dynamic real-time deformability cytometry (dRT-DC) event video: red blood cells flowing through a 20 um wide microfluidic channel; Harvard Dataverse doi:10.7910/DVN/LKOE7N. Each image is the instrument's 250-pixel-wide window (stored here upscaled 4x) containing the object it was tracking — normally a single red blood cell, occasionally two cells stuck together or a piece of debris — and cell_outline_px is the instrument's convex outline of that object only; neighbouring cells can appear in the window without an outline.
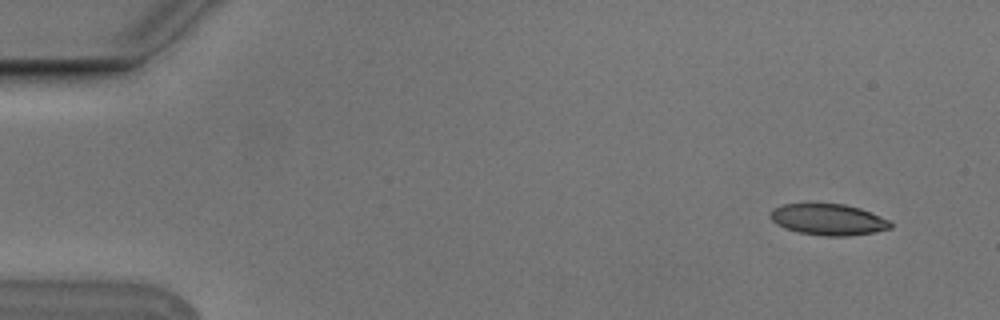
{"species": "Egyptian fruit bat (a non-hibernating species)", "species_latin": "Rousettus aegyptiacus", "temperature_condition": "cold", "stored_images_in_passage": 5, "camera_frame_rate_fps": 3000, "um_per_image_px": 0.085, "animal": {"sex": "male"}, "frame": {"image": 1, "passage_image": 1, "time_ms": 0.0, "image_size_px": [1000, 320], "cell_outline_px": [[892, 228], [876, 232], [848, 236], [824, 236], [800, 232], [784, 228], [776, 224], [768, 216], [768, 212], [772, 208], [780, 204], [844, 204], [860, 208], [892, 220]], "centroid_in_image_um": [70.4, 18.66], "position_along_channel_um": 14.6, "area_um2": 22.2}}
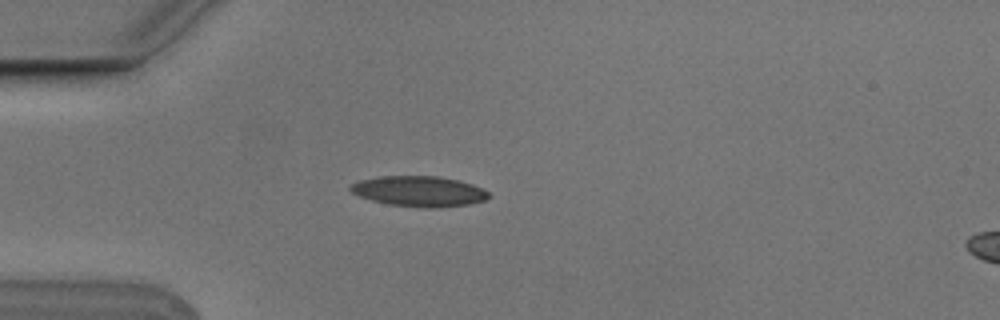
{"frame": {"image": 2, "passage_image": 4, "time_ms": 1.0, "image_size_px": [1000, 320], "cell_outline_px": [[492, 196], [484, 200], [468, 204], [436, 208], [424, 208], [388, 204], [372, 200], [360, 196], [352, 192], [348, 188], [352, 184], [360, 180], [376, 176], [440, 176], [460, 180], [472, 184], [488, 192]], "centroid_in_image_um": [35.63, 16.25], "position_along_channel_um": 49.4, "area_um2": 24.57}}